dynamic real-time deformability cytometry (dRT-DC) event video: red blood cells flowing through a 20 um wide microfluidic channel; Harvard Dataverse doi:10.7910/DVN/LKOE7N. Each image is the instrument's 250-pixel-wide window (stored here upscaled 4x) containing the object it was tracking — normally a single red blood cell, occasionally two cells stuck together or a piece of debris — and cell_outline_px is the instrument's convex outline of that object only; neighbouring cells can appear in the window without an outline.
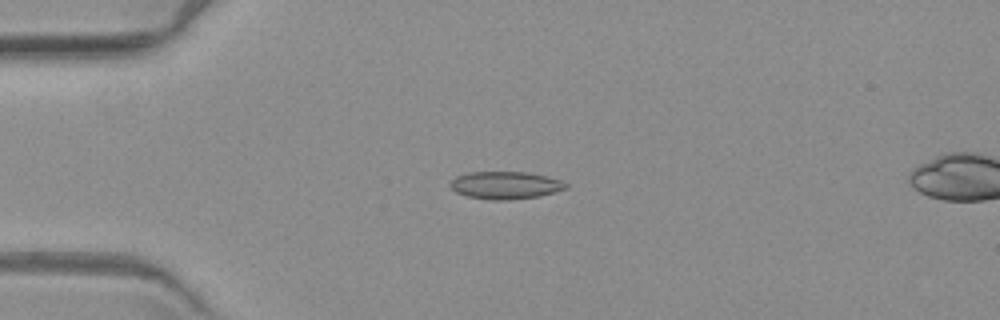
{"species": "common noctule bat (a hibernating species)", "species_latin": "Nyctalus noctula", "temperature_condition": "warm", "stored_images_in_passage": 6, "camera_frame_rate_fps": 3000, "um_per_image_px": 0.085, "animal": {"sex": "female", "body_mass_g": 19.3, "forearm_length_mm": 54.1}, "frame": {"image": 1, "passage_image": 4, "time_ms": 3.667, "image_size_px": [1000, 320], "cell_outline_px": [[568, 188], [556, 192], [540, 196], [508, 200], [488, 200], [468, 196], [456, 192], [448, 184], [456, 176], [468, 172], [528, 172], [560, 180], [568, 184]], "centroid_in_image_um": [42.96, 15.75], "position_along_channel_um": 42.0, "area_um2": 18.61}}